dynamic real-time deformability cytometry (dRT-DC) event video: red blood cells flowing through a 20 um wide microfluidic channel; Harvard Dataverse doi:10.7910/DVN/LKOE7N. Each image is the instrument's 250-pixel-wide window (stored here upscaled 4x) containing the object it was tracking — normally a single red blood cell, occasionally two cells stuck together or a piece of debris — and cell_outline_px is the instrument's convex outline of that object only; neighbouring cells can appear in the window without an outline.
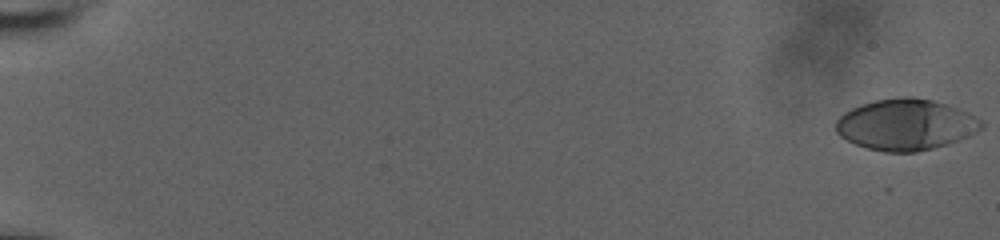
{"species": "human", "species_latin": "Homo sapiens", "temperature_condition": "room temperature", "stored_images_in_passage": 58, "camera_frame_rate_fps": 3000, "um_per_image_px": 0.085, "donor": {"sex": "male"}, "frame": {"image": 1, "passage_image": 1, "time_ms": 0.0, "image_size_px": [1000, 240], "cell_outline_px": [[984, 128], [968, 136], [948, 144], [916, 152], [884, 152], [868, 148], [856, 144], [840, 136], [836, 132], [836, 120], [844, 112], [852, 108], [876, 100], [900, 96], [912, 96], [932, 100], [960, 108], [968, 112], [980, 120], [984, 124]], "centroid_in_image_um": [77.01, 10.59], "position_along_channel_um": 8.0, "area_um2": 43.35}}
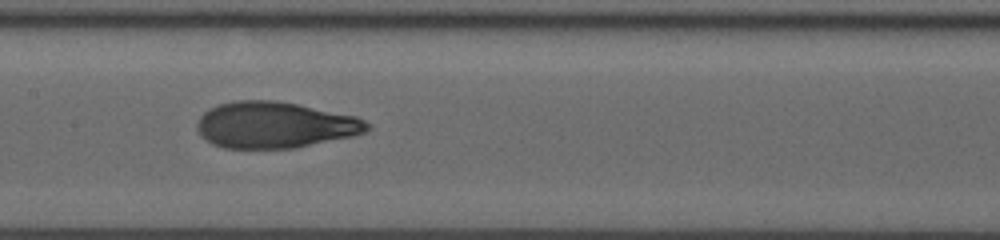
{"frame": {"image": 2, "passage_image": 32, "time_ms": 10.333, "image_size_px": [1000, 240], "cell_outline_px": [[372, 128], [364, 132], [352, 136], [296, 148], [224, 148], [212, 144], [200, 136], [196, 124], [200, 116], [208, 108], [232, 100], [276, 100], [356, 116], [372, 124]], "centroid_in_image_um": [23.35, 10.62], "position_along_channel_um": 184.1, "area_um2": 46.07}}
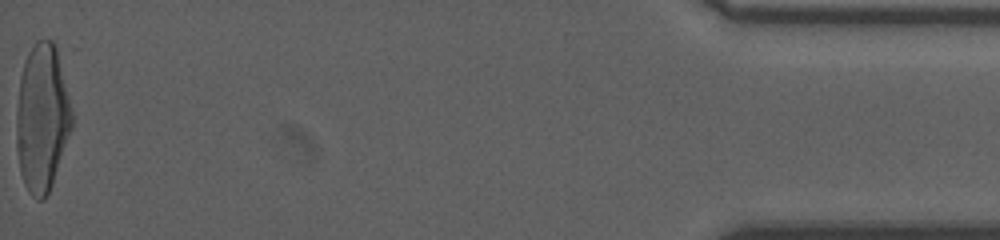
{"frame": {"image": 3, "passage_image": 58, "time_ms": 19.0, "image_size_px": [1000, 240], "cell_outline_px": [[72, 128], [52, 184], [44, 200], [36, 200], [28, 192], [24, 184], [20, 172], [16, 148], [16, 108], [20, 76], [24, 60], [32, 44], [36, 40], [52, 40], [64, 48], [72, 112]], "centroid_in_image_um": [3.62, 9.87], "position_along_channel_um": 431.6, "area_um2": 49.82}, "authors_computed_cell_mechanics": {"area_um2": 45.084, "velocity_mm_per_s": 3.854, "shape_relaxation_time_tau1_ms": 4.7252, "shape_relaxation_time_tau2_ms": 0.8607, "deformation_change_tau1": 0.2168, "deformation_change_tau2": 0.0687}}